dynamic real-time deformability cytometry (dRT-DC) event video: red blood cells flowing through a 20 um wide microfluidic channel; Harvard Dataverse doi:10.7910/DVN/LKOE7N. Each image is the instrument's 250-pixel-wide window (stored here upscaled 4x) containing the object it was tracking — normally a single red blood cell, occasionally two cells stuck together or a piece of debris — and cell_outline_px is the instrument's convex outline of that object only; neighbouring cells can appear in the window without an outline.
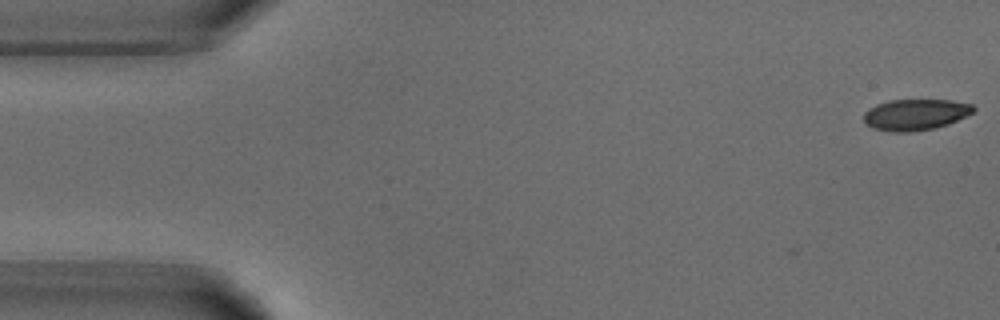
{"species": "common noctule bat (a hibernating species)", "species_latin": "Nyctalus noctula", "temperature_condition": "warm", "stored_images_in_passage": 51, "camera_frame_rate_fps": 3000, "um_per_image_px": 0.085, "animal": {"sex": "male", "body_mass_g": 18.8}, "frame": {"image": 1, "passage_image": 1, "time_ms": 0.0, "image_size_px": [1000, 320], "cell_outline_px": [[976, 108], [972, 112], [948, 124], [932, 128], [908, 132], [892, 132], [872, 128], [864, 124], [864, 112], [868, 108], [876, 104], [888, 100], [952, 100], [972, 104]], "centroid_in_image_um": [77.75, 9.73], "position_along_channel_um": 7.2, "area_um2": 19.88}}
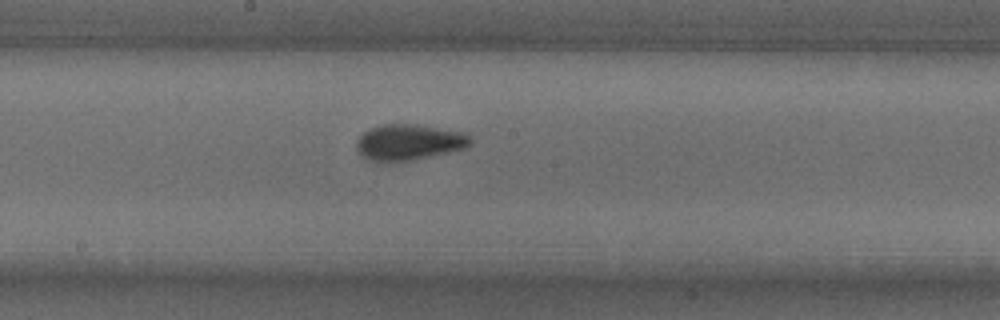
{"frame": {"image": 2, "passage_image": 27, "time_ms": 8.667, "image_size_px": [1000, 320], "cell_outline_px": [[472, 144], [464, 148], [408, 160], [376, 164], [360, 156], [356, 148], [356, 140], [368, 128], [384, 124], [416, 124], [468, 132], [472, 140]], "centroid_in_image_um": [34.71, 12.09], "position_along_channel_um": 213.5, "area_um2": 24.22}}
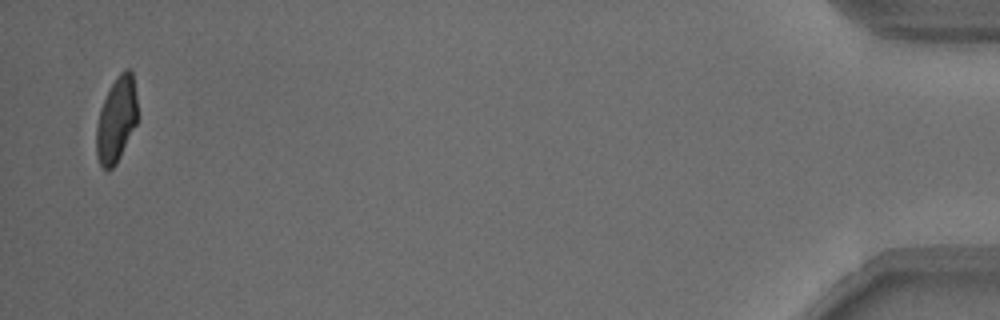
{"frame": {"image": 3, "passage_image": 51, "time_ms": 16.667, "image_size_px": [1000, 320], "cell_outline_px": [[136, 124], [116, 164], [112, 168], [104, 168], [100, 164], [96, 156], [96, 124], [100, 108], [116, 76], [124, 68], [128, 68], [132, 72], [136, 96]], "centroid_in_image_um": [9.87, 10.16], "position_along_channel_um": 425.3, "area_um2": 20.17}, "authors_computed_cell_mechanics": {"area_um2": 22.1374, "velocity_mm_per_s": 3.8058, "shape_relaxation_time_tau1_ms": 3.6999, "shape_relaxation_time_tau2_ms": 1.3048, "deformation_change_tau1": 0.1448, "deformation_change_tau2": 0.0678}}